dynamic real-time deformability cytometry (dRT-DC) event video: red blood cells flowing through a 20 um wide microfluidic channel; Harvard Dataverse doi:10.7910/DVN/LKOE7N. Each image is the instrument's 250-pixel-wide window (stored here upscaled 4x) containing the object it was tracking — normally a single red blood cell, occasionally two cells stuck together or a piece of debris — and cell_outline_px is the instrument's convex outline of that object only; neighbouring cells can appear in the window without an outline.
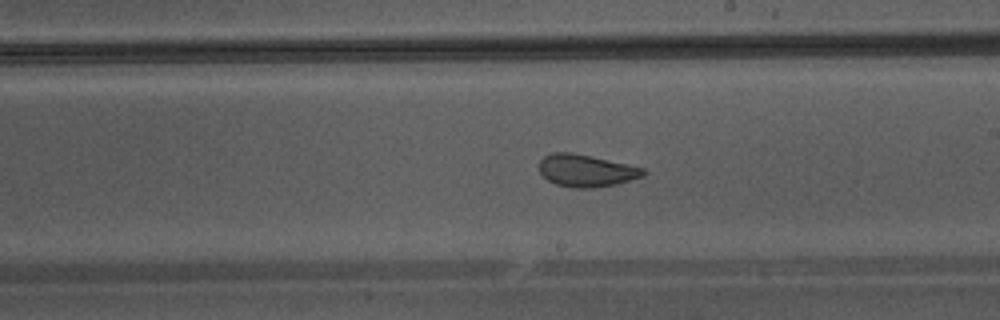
{"species": "Egyptian fruit bat (a non-hibernating species)", "species_latin": "Rousettus aegyptiacus", "temperature_condition": "warm", "stored_images_in_passage": 48, "camera_frame_rate_fps": 3000, "um_per_image_px": 0.085, "animal": {"sex": "male"}, "frame": {"image": 1, "passage_image": 28, "time_ms": 9.0, "image_size_px": [1000, 320], "cell_outline_px": [[648, 172], [644, 176], [616, 184], [596, 188], [572, 188], [556, 184], [548, 180], [540, 172], [540, 160], [544, 156], [552, 152], [572, 152], [644, 168]], "centroid_in_image_um": [49.83, 14.51], "position_along_channel_um": 239.2, "area_um2": 19.54}}